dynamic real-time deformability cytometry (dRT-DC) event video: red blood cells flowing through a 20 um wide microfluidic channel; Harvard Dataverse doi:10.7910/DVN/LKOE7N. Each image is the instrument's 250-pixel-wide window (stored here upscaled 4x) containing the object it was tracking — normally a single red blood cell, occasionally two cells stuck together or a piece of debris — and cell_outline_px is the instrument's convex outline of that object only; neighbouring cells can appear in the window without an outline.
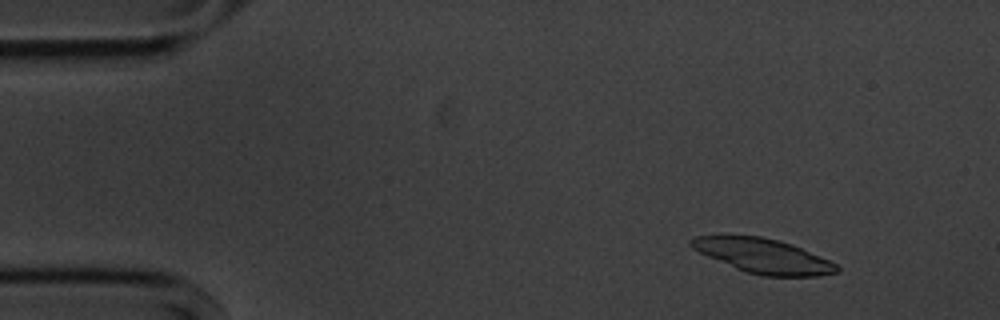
{"species": "common noctule bat (a hibernating species)", "species_latin": "Nyctalus noctula", "temperature_condition": "cold", "stored_images_in_passage": 20, "camera_frame_rate_fps": 3000, "um_per_image_px": 0.085, "animal": {"sex": "male", "body_mass_g": 20.1, "forearm_length_mm": 53.5}, "frame": {"image": 1, "passage_image": 6, "time_ms": 1.667, "image_size_px": [1000, 320], "cell_outline_px": [[840, 268], [836, 272], [820, 276], [760, 276], [736, 268], [708, 256], [692, 248], [688, 244], [688, 240], [696, 236], [760, 236], [780, 240], [792, 244], [820, 256], [836, 264]], "centroid_in_image_um": [64.88, 21.75], "position_along_channel_um": 20.1, "area_um2": 28.96}}